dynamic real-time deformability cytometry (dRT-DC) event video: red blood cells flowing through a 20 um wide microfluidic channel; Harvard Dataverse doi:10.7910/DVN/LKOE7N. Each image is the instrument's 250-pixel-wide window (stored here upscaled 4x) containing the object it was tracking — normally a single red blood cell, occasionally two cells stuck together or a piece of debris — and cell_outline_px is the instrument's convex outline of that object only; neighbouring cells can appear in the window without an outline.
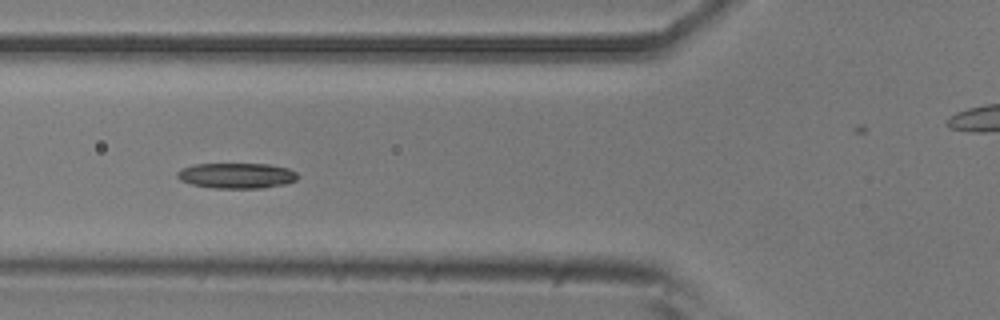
{"species": "common noctule bat (a hibernating species)", "species_latin": "Nyctalus noctula", "temperature_condition": "room temperature", "stored_images_in_passage": 16, "camera_frame_rate_fps": 3000, "um_per_image_px": 0.085, "animal": {"sex": "male", "body_mass_g": 20.5, "forearm_length_mm": 52.5}, "frame": {"image": 1, "passage_image": 6, "time_ms": 6.667, "image_size_px": [1000, 320], "cell_outline_px": [[300, 176], [296, 180], [284, 184], [264, 188], [212, 188], [192, 184], [180, 180], [176, 176], [176, 172], [180, 168], [192, 164], [268, 164], [288, 168], [296, 172]], "centroid_in_image_um": [20.09, 14.92], "position_along_channel_um": 105.7, "area_um2": 18.03}}
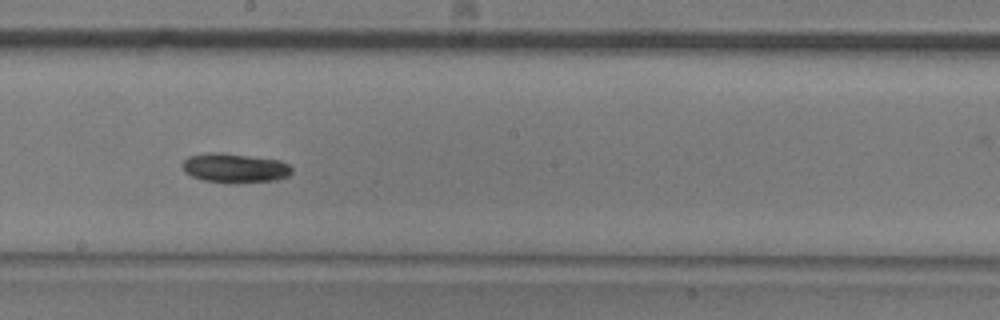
{"frame": {"image": 2, "passage_image": 9, "time_ms": 10.0, "image_size_px": [1000, 320], "cell_outline_px": [[292, 172], [288, 176], [276, 180], [232, 184], [224, 184], [204, 180], [192, 176], [184, 172], [184, 160], [188, 156], [208, 152], [220, 152], [280, 160], [288, 164], [292, 168]], "centroid_in_image_um": [19.96, 14.29], "position_along_channel_um": 228.2, "area_um2": 18.96}}
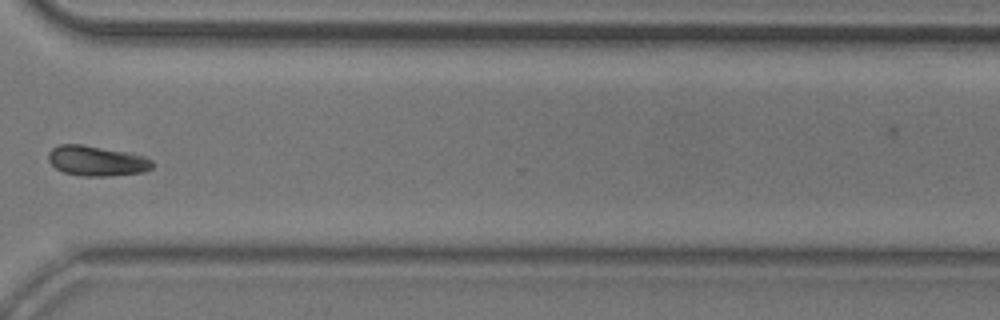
{"frame": {"image": 3, "passage_image": 12, "time_ms": 13.667, "image_size_px": [1000, 320], "cell_outline_px": [[152, 168], [144, 172], [108, 176], [80, 176], [64, 172], [56, 168], [48, 160], [48, 152], [52, 148], [60, 144], [80, 144], [132, 152], [144, 156], [152, 160]], "centroid_in_image_um": [8.23, 13.66], "position_along_channel_um": 362.4, "area_um2": 18.44}, "authors_computed_cell_mechanics": {"area_um2": 17.9758, "velocity_mm_per_s": 3.6694, "shape_relaxation_time_tau1_ms": 2.6762, "shape_relaxation_time_tau2_ms": null, "deformation_change_tau1": 0.0831, "deformation_change_tau2": null}}